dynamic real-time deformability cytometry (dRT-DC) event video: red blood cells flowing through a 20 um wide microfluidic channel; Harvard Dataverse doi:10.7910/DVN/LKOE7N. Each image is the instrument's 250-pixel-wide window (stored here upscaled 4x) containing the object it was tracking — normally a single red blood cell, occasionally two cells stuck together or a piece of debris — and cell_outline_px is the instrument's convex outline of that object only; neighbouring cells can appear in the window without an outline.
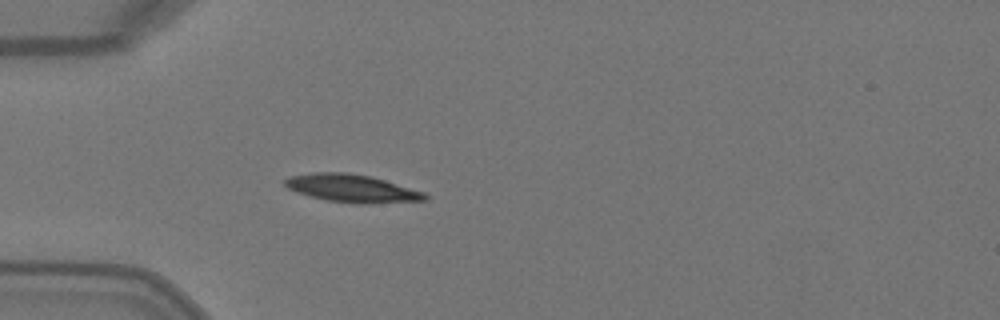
{"species": "Egyptian fruit bat (a non-hibernating species)", "species_latin": "Rousettus aegyptiacus", "temperature_condition": "warm", "stored_images_in_passage": 3, "camera_frame_rate_fps": 3000, "um_per_image_px": 0.085, "animal": {"sex": "female"}, "frame": {"image": 1, "passage_image": 3, "time_ms": 0.667, "image_size_px": [1000, 320], "cell_outline_px": [[428, 200], [368, 204], [356, 204], [328, 200], [296, 192], [288, 188], [284, 184], [284, 180], [288, 176], [312, 172], [348, 172], [368, 176], [384, 180], [424, 192], [428, 196]], "centroid_in_image_um": [29.9, 16.01], "position_along_channel_um": 55.1, "area_um2": 22.66}}